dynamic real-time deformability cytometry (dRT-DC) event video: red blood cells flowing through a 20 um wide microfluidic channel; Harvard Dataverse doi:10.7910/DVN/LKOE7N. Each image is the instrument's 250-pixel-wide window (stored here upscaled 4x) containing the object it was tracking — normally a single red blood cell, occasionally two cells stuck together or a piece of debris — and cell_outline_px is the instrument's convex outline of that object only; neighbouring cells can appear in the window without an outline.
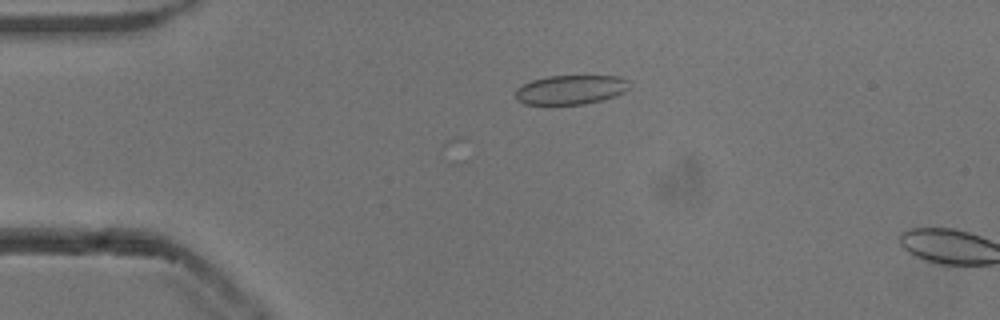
{"species": "common noctule bat (a hibernating species)", "species_latin": "Nyctalus noctula", "temperature_condition": "cold", "stored_images_in_passage": 3, "camera_frame_rate_fps": 3000, "um_per_image_px": 0.085, "animal": {"sex": "male", "body_mass_g": 13.3}, "frame": {"image": 1, "passage_image": 3, "time_ms": 0.667, "image_size_px": [1000, 320], "cell_outline_px": [[628, 88], [624, 92], [616, 96], [584, 104], [524, 104], [516, 100], [516, 88], [532, 80], [548, 76], [620, 76], [628, 80]], "centroid_in_image_um": [48.5, 7.62], "position_along_channel_um": 36.5, "area_um2": 19.36}}